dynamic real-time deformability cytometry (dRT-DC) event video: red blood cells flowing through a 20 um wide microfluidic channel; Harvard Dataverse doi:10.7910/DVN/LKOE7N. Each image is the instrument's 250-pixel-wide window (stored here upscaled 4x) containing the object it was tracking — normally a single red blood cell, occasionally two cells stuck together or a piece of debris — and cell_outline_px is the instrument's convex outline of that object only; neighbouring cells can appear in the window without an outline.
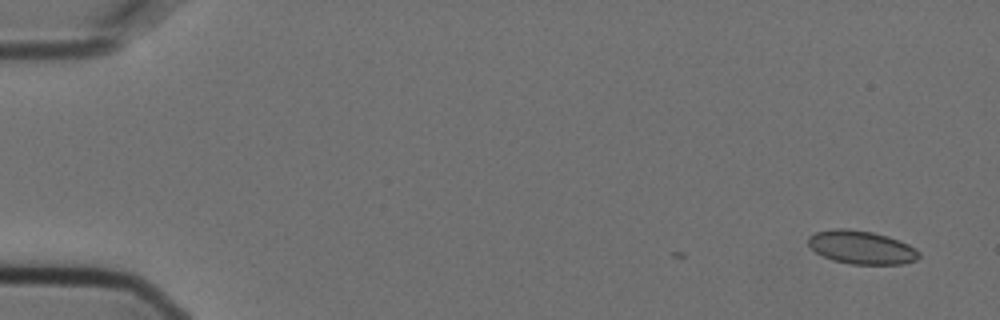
{"species": "Egyptian fruit bat (a non-hibernating species)", "species_latin": "Rousettus aegyptiacus", "temperature_condition": "cold", "stored_images_in_passage": 4, "camera_frame_rate_fps": 3000, "um_per_image_px": 0.085, "animal": {"sex": "female"}, "frame": {"image": 1, "passage_image": 1, "time_ms": 0.0, "image_size_px": [1000, 320], "cell_outline_px": [[920, 256], [916, 260], [900, 264], [852, 264], [832, 260], [816, 252], [808, 244], [808, 236], [816, 232], [836, 228], [848, 228], [872, 232], [888, 236], [908, 244], [916, 248], [920, 252]], "centroid_in_image_um": [73.23, 21.02], "position_along_channel_um": 11.8, "area_um2": 21.5}}
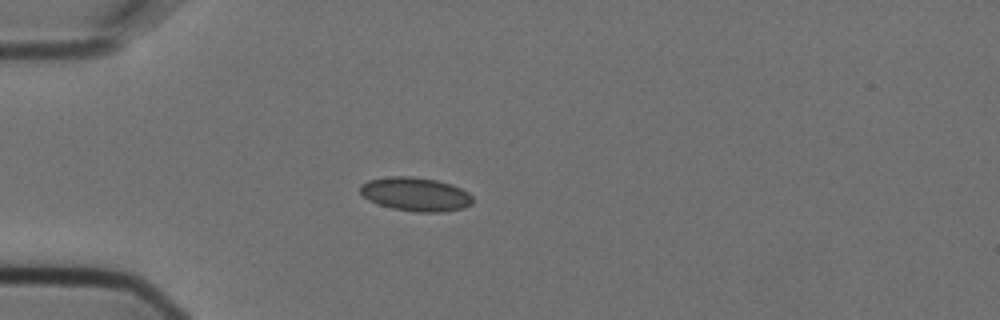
{"frame": {"image": 2, "passage_image": 4, "time_ms": 1.0, "image_size_px": [1000, 320], "cell_outline_px": [[472, 204], [464, 208], [440, 212], [416, 212], [392, 208], [376, 204], [368, 200], [360, 192], [360, 184], [368, 180], [388, 176], [412, 176], [436, 180], [452, 184], [468, 192], [472, 196]], "centroid_in_image_um": [35.31, 16.5], "position_along_channel_um": 49.7, "area_um2": 22.31}}